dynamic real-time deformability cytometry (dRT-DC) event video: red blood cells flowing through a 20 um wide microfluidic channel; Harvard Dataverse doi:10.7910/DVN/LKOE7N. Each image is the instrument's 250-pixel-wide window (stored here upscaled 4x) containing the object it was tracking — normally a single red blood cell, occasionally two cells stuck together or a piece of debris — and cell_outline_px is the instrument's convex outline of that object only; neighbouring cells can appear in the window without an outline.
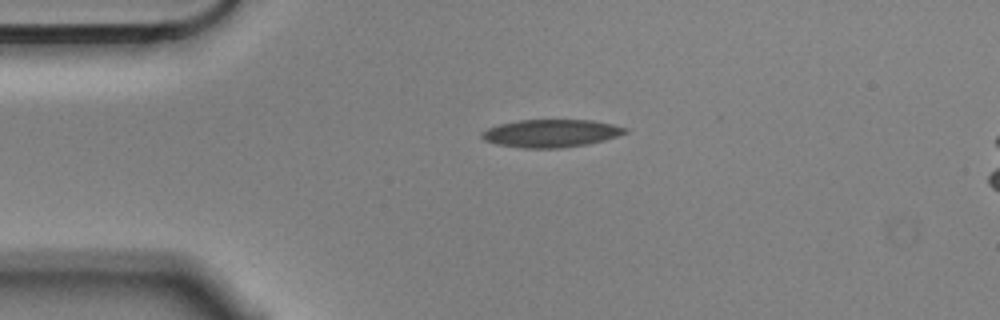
{"species": "Egyptian fruit bat (a non-hibernating species)", "species_latin": "Rousettus aegyptiacus", "temperature_condition": "cold", "stored_images_in_passage": 3, "camera_frame_rate_fps": 3000, "um_per_image_px": 0.085, "animal": {"sex": "male"}, "frame": {"image": 1, "passage_image": 1, "time_ms": 0.0, "image_size_px": [1000, 320], "cell_outline_px": [[628, 132], [604, 140], [588, 144], [564, 148], [520, 148], [496, 144], [484, 140], [480, 136], [480, 132], [488, 128], [500, 124], [520, 120], [592, 120], [612, 124], [628, 128]], "centroid_in_image_um": [46.82, 11.34], "position_along_channel_um": 38.2, "area_um2": 23.29}}